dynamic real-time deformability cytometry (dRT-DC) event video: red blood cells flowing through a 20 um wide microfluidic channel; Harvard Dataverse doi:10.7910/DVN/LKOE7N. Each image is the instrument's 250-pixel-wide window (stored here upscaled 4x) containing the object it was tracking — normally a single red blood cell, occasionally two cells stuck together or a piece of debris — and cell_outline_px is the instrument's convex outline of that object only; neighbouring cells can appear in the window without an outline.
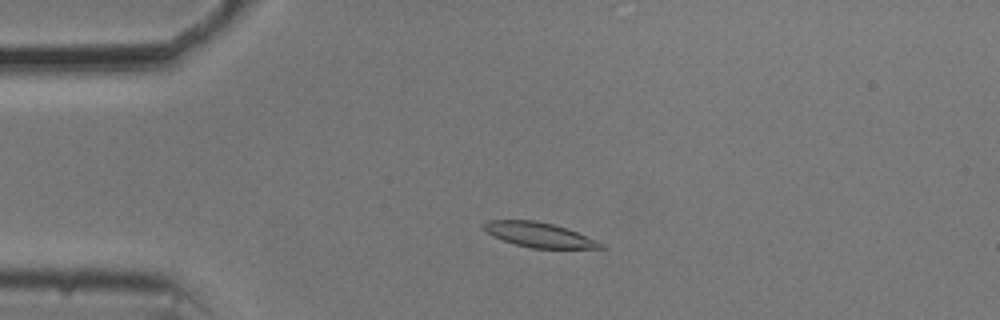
{"species": "common noctule bat (a hibernating species)", "species_latin": "Nyctalus noctula", "temperature_condition": "cold", "stored_images_in_passage": 51, "camera_frame_rate_fps": 3000, "um_per_image_px": 0.085, "animal": {"sex": "male", "body_mass_g": 20.5, "forearm_length_mm": 52.5}, "frame": {"image": 1, "passage_image": 9, "time_ms": 2.667, "image_size_px": [1000, 320], "cell_outline_px": [[604, 248], [532, 248], [516, 244], [492, 236], [480, 224], [488, 220], [536, 220], [552, 224], [576, 232], [596, 240], [604, 244]], "centroid_in_image_um": [45.78, 19.95], "position_along_channel_um": 39.2, "area_um2": 16.59}}
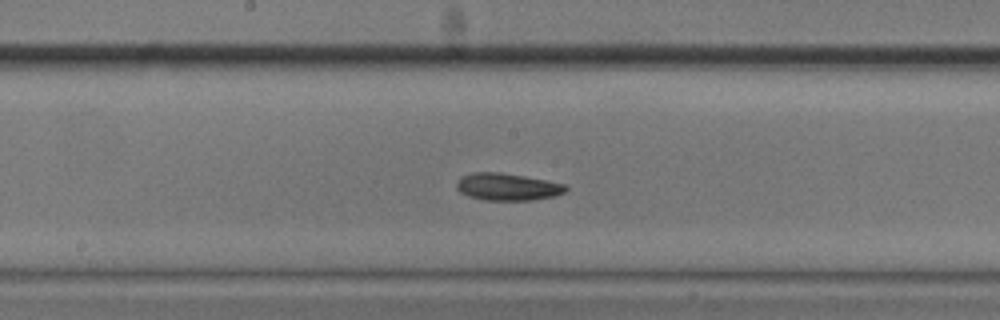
{"frame": {"image": 2, "passage_image": 25, "time_ms": 8.0, "image_size_px": [1000, 320], "cell_outline_px": [[568, 188], [564, 192], [552, 196], [532, 200], [484, 200], [468, 196], [460, 192], [456, 188], [456, 180], [460, 176], [472, 172], [500, 172], [524, 176], [564, 184]], "centroid_in_image_um": [43.05, 15.87], "position_along_channel_um": 205.1, "area_um2": 17.28}}
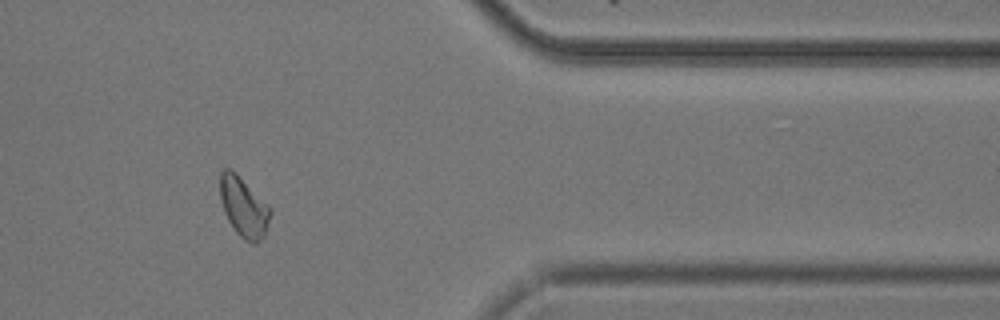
{"frame": {"image": 3, "passage_image": 42, "time_ms": 13.667, "image_size_px": [1000, 320], "cell_outline_px": [[272, 212], [264, 236], [256, 244], [252, 244], [244, 240], [236, 232], [228, 220], [224, 212], [220, 196], [220, 172], [224, 168], [232, 168], [272, 208]], "centroid_in_image_um": [20.72, 17.59], "position_along_channel_um": 390.7, "area_um2": 17.74}, "authors_computed_cell_mechanics": {"area_um2": 17.1666, "velocity_mm_per_s": 3.6575, "shape_relaxation_time_tau1_ms": 3.0816, "shape_relaxation_time_tau2_ms": 2.6914, "deformation_change_tau1": 0.087, "deformation_change_tau2": 0.0737}}